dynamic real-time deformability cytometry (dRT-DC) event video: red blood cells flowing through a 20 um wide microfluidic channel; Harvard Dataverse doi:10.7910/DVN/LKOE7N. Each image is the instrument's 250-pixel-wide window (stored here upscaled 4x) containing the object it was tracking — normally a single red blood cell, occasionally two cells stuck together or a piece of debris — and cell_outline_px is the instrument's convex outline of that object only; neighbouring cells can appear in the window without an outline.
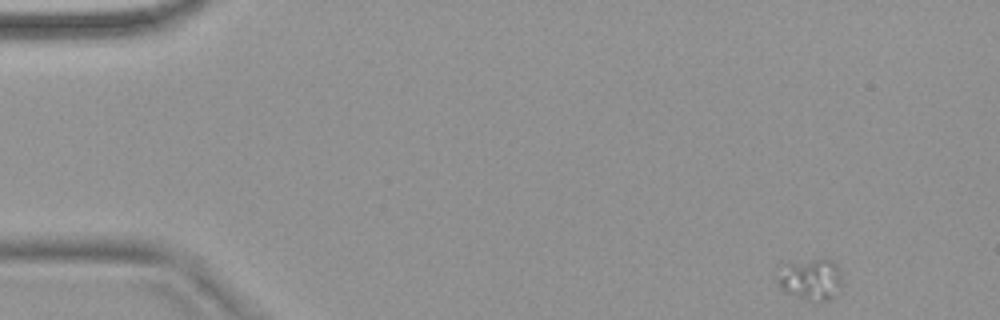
{"species": "common noctule bat (a hibernating species)", "species_latin": "Nyctalus noctula", "temperature_condition": "warm", "stored_images_in_passage": 51, "camera_frame_rate_fps": 3000, "um_per_image_px": 0.085, "animal": {"sex": "female", "body_mass_g": 18.4}, "frame": {"image": 1, "passage_image": 1, "time_ms": 0.0, "image_size_px": [1000, 320], "cell_outline_px": [[840, 292], [836, 296], [828, 300], [820, 300], [800, 296], [784, 292], [780, 288], [776, 280], [784, 264], [820, 256], [832, 260], [840, 268]], "centroid_in_image_um": [68.94, 23.67], "position_along_channel_um": 16.1, "area_um2": 15.72}}
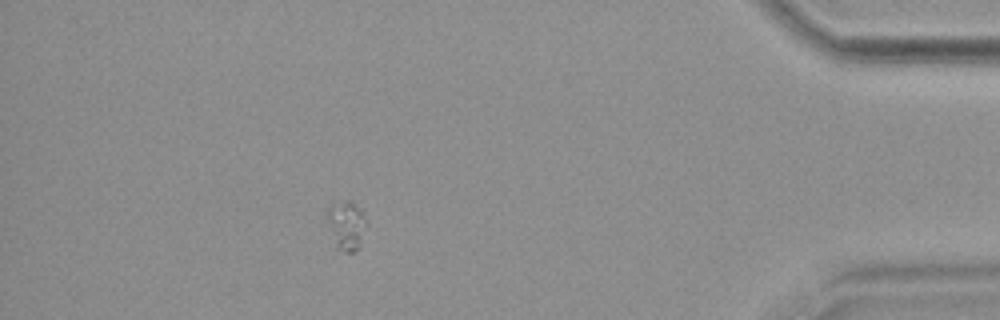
{"frame": {"image": 2, "passage_image": 45, "time_ms": 14.667, "image_size_px": [1000, 320], "cell_outline_px": [[368, 224], [360, 244], [356, 252], [344, 252], [336, 248], [324, 212], [332, 200], [348, 200], [360, 208]], "centroid_in_image_um": [29.41, 19.11], "position_along_channel_um": 405.8, "area_um2": 11.73}}